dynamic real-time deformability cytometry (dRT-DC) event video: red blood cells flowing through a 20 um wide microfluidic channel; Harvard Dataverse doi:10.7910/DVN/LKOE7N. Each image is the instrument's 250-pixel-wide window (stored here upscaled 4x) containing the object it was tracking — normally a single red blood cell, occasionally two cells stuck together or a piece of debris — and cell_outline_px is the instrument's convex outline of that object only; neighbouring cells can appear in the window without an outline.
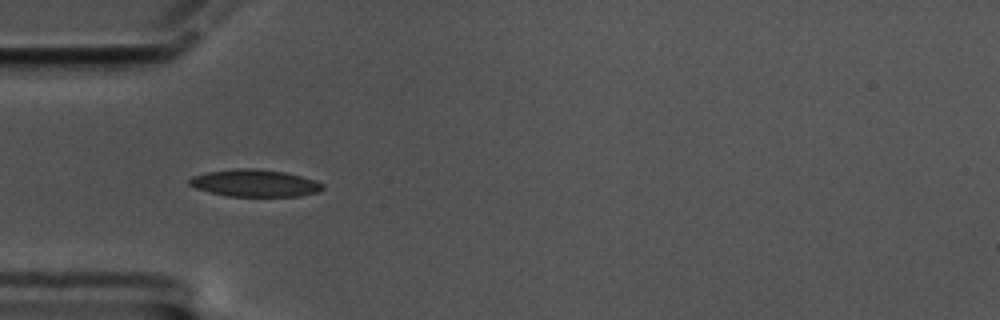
{"species": "common noctule bat (a hibernating species)", "species_latin": "Nyctalus noctula", "temperature_condition": "cold", "stored_images_in_passage": 59, "camera_frame_rate_fps": 3000, "um_per_image_px": 0.085, "animal": {"sex": "male", "body_mass_g": 17.5, "forearm_length_mm": 52.3}, "frame": {"image": 1, "passage_image": 18, "time_ms": 5.667, "image_size_px": [1000, 320], "cell_outline_px": [[324, 188], [316, 192], [300, 196], [228, 196], [208, 192], [196, 188], [188, 184], [188, 180], [192, 176], [208, 172], [236, 168], [252, 168], [284, 172], [316, 180], [324, 184]], "centroid_in_image_um": [21.64, 15.56], "position_along_channel_um": 63.4, "area_um2": 21.04}}
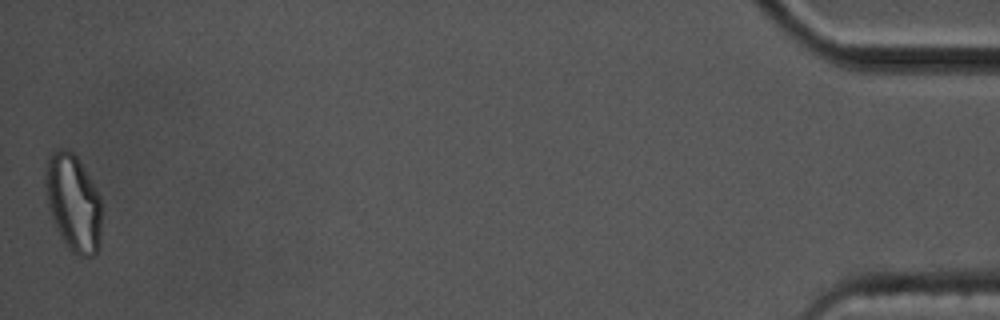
{"frame": {"image": 2, "passage_image": 59, "time_ms": 19.333, "image_size_px": [1000, 320], "cell_outline_px": [[100, 248], [96, 256], [80, 256], [72, 252], [68, 248], [48, 208], [44, 184], [44, 172], [48, 156], [52, 152], [60, 148], [68, 148], [76, 156], [100, 196]], "centroid_in_image_um": [6.21, 17.21], "position_along_channel_um": 429.0, "area_um2": 31.67}, "authors_computed_cell_mechanics": {"area_um2": 20.23, "velocity_mm_per_s": 3.3688, "shape_relaxation_time_tau1_ms": 7.3512, "shape_relaxation_time_tau2_ms": 3.5003, "deformation_change_tau1": 0.1683, "deformation_change_tau2": 0.1027}}